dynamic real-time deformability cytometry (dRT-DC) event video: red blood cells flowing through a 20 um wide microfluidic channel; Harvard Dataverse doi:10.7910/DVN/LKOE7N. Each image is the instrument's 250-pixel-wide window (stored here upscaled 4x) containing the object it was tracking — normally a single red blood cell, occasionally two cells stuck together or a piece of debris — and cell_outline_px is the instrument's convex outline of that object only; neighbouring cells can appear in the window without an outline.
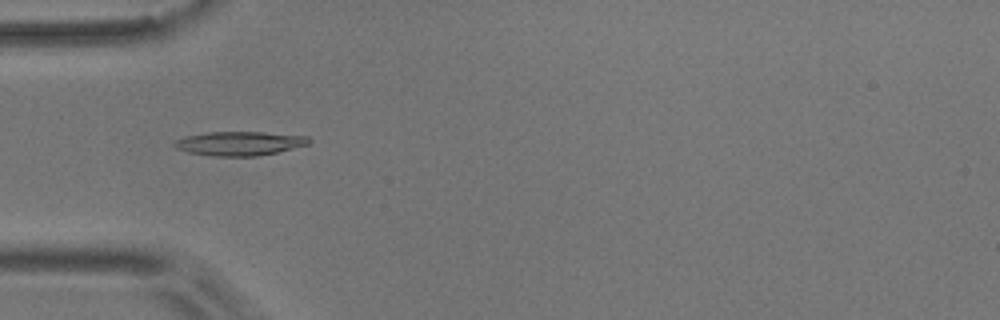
{"species": "common noctule bat (a hibernating species)", "species_latin": "Nyctalus noctula", "temperature_condition": "room temperature", "stored_images_in_passage": 49, "camera_frame_rate_fps": 3000, "um_per_image_px": 0.085, "animal": {"sex": "male", "body_mass_g": 17.9}, "frame": {"image": 1, "passage_image": 11, "time_ms": 3.333, "image_size_px": [1000, 320], "cell_outline_px": [[312, 140], [308, 144], [276, 152], [256, 156], [212, 156], [188, 152], [176, 148], [172, 144], [176, 140], [188, 136], [208, 132], [264, 132], [308, 136]], "centroid_in_image_um": [20.36, 12.19], "position_along_channel_um": 64.6, "area_um2": 18.67}}
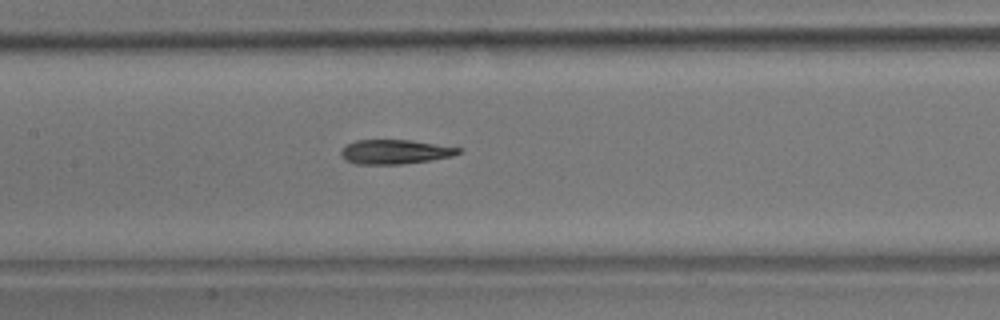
{"frame": {"image": 2, "passage_image": 20, "time_ms": 6.333, "image_size_px": [1000, 320], "cell_outline_px": [[464, 148], [460, 152], [452, 156], [432, 160], [400, 164], [356, 164], [344, 160], [340, 156], [340, 152], [344, 144], [356, 140], [412, 140]], "centroid_in_image_um": [33.55, 12.9], "position_along_channel_um": 173.9, "area_um2": 16.94}}
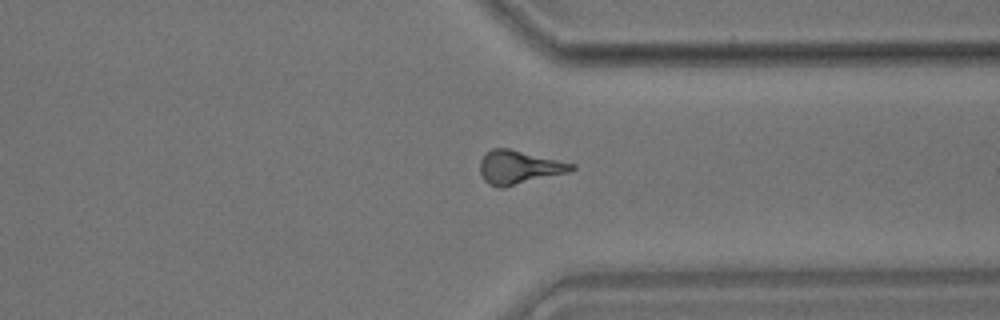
{"frame": {"image": 3, "passage_image": 36, "time_ms": 11.667, "image_size_px": [1000, 320], "cell_outline_px": [[576, 168], [568, 172], [500, 188], [488, 184], [484, 180], [480, 172], [480, 160], [492, 148], [508, 148], [576, 164]], "centroid_in_image_um": [44.1, 14.21], "position_along_channel_um": 367.3, "area_um2": 17.63}, "authors_computed_cell_mechanics": {"area_um2": 17.2822, "velocity_mm_per_s": 3.6474, "shape_relaxation_time_tau1_ms": 5.8268, "shape_relaxation_time_tau2_ms": 3.6732, "deformation_change_tau1": 0.1906, "deformation_change_tau2": 0.1497}}